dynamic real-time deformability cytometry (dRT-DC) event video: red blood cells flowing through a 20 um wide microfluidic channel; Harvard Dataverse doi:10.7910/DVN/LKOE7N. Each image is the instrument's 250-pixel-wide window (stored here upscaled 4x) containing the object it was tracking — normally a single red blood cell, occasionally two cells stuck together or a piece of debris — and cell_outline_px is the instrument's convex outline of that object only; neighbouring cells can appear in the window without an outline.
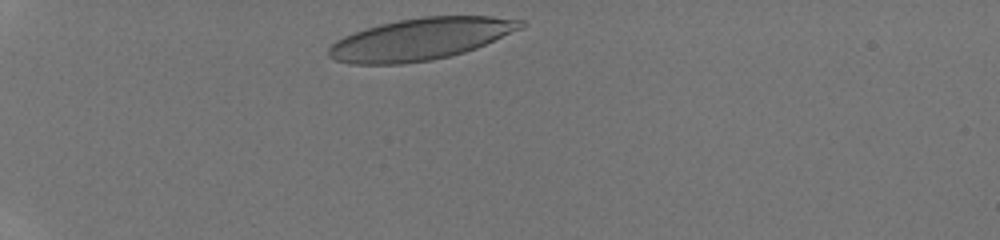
{"species": "human", "species_latin": "Homo sapiens", "temperature_condition": "room temperature", "stored_images_in_passage": 29, "camera_frame_rate_fps": 3000, "um_per_image_px": 0.085, "donor": {"sex": "male"}, "frame": {"image": 1, "passage_image": 1, "time_ms": 0.0, "image_size_px": [1000, 240], "cell_outline_px": [[528, 24], [520, 28], [476, 48], [464, 52], [432, 60], [400, 64], [352, 64], [336, 60], [328, 56], [328, 48], [336, 40], [344, 36], [380, 24], [400, 20], [424, 16], [492, 16], [524, 20]], "centroid_in_image_um": [35.74, 3.32], "position_along_channel_um": 49.3, "area_um2": 46.41}}
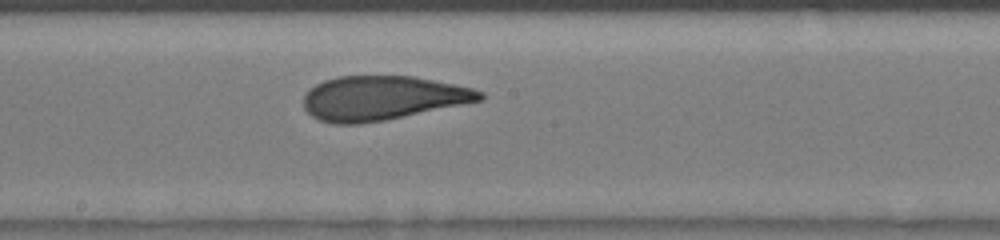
{"frame": {"image": 2, "passage_image": 15, "time_ms": 4.667, "image_size_px": [1000, 240], "cell_outline_px": [[484, 100], [384, 120], [360, 124], [336, 124], [320, 120], [312, 116], [304, 108], [304, 96], [308, 88], [324, 80], [340, 76], [412, 76], [472, 88], [484, 92]], "centroid_in_image_um": [32.48, 8.33], "position_along_channel_um": 215.7, "area_um2": 45.26}}
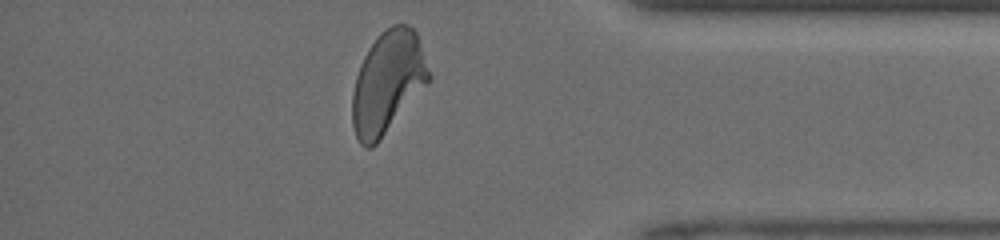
{"frame": {"image": 3, "passage_image": 28, "time_ms": 9.0, "image_size_px": [1000, 240], "cell_outline_px": [[432, 80], [376, 144], [372, 148], [364, 148], [360, 144], [356, 136], [352, 124], [352, 92], [356, 76], [360, 64], [368, 48], [376, 36], [380, 32], [392, 24], [408, 24], [416, 32], [432, 76]], "centroid_in_image_um": [32.96, 7.0], "position_along_channel_um": 402.2, "area_um2": 45.95}}